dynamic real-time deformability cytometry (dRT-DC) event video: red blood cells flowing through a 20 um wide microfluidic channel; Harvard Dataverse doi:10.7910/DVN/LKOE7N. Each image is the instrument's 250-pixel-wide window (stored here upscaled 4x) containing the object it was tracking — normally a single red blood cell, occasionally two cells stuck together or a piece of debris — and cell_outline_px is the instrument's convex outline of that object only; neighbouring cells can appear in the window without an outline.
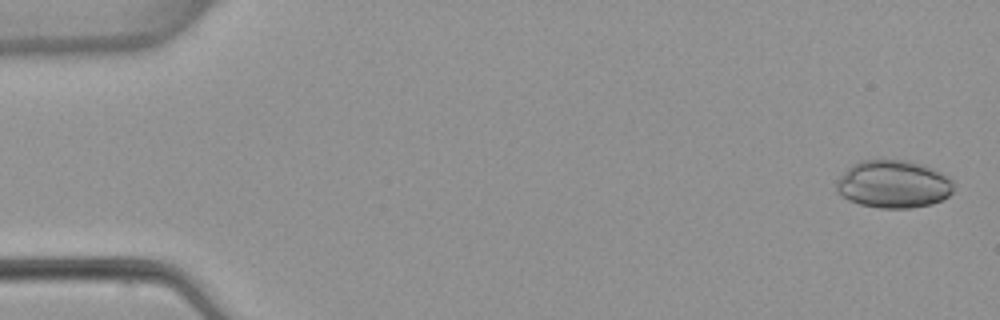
{"species": "common noctule bat (a hibernating species)", "species_latin": "Nyctalus noctula", "temperature_condition": "warm", "stored_images_in_passage": 4, "camera_frame_rate_fps": 3000, "um_per_image_px": 0.085, "animal": {"sex": "female", "body_mass_g": 22.7, "forearm_length_mm": 54.2}, "frame": {"image": 1, "passage_image": 1, "time_ms": 0.0, "image_size_px": [1000, 320], "cell_outline_px": [[952, 192], [948, 196], [932, 204], [912, 208], [880, 208], [860, 204], [848, 200], [836, 192], [836, 180], [852, 164], [860, 160], [904, 160], [920, 164], [932, 168], [948, 176], [952, 180]], "centroid_in_image_um": [75.91, 15.66], "position_along_channel_um": 9.1, "area_um2": 32.6}}